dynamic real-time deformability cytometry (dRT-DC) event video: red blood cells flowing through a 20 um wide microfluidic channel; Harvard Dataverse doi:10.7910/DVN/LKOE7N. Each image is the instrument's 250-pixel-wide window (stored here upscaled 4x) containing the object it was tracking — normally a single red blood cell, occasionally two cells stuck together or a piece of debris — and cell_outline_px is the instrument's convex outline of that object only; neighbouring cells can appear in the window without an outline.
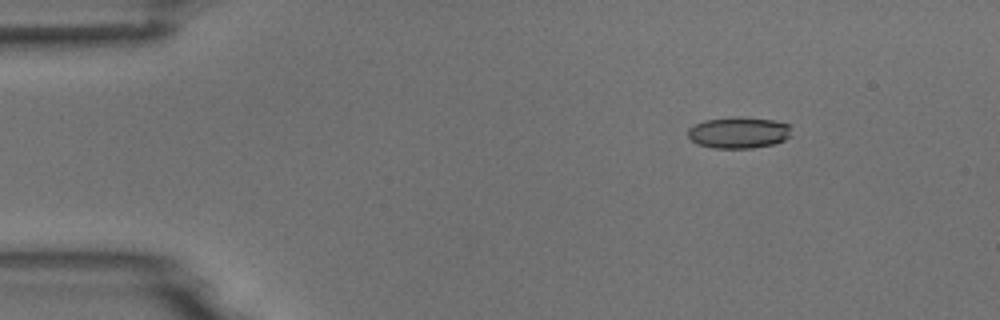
{"species": "common noctule bat (a hibernating species)", "species_latin": "Nyctalus noctula", "temperature_condition": "room temperature", "stored_images_in_passage": 6, "segment_of_instrument_passage": [2, 2], "camera_frame_rate_fps": 3000, "um_per_image_px": 0.085, "animal": {"sex": "male", "body_mass_g": 18.8}, "frame": {"image": 1, "passage_image": 6, "time_ms": 6.0, "image_size_px": [1000, 320], "cell_outline_px": [[792, 136], [784, 140], [772, 144], [752, 148], [712, 148], [696, 144], [688, 136], [688, 128], [704, 120], [732, 116], [736, 116], [772, 120], [788, 124]], "centroid_in_image_um": [62.76, 11.27], "position_along_channel_um": 22.2, "area_um2": 19.02}}